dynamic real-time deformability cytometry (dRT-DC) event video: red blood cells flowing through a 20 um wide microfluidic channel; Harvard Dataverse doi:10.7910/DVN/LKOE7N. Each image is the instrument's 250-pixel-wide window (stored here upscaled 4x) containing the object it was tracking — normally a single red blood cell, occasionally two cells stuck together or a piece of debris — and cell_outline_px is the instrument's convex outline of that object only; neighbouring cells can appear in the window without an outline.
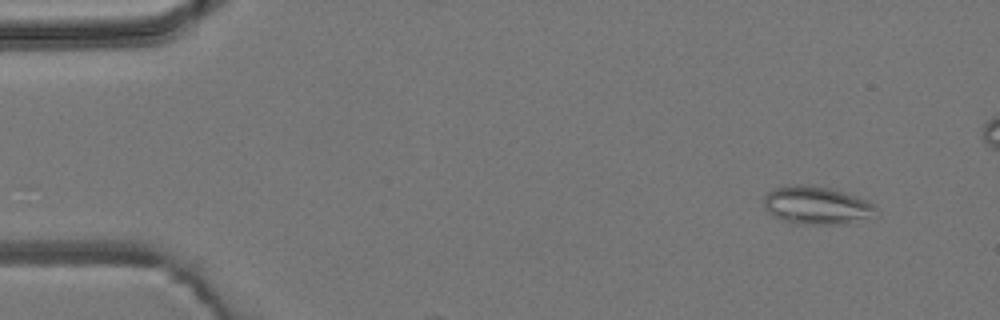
{"species": "common noctule bat (a hibernating species)", "species_latin": "Nyctalus noctula", "temperature_condition": "room temperature", "stored_images_in_passage": 4, "camera_frame_rate_fps": 3000, "um_per_image_px": 0.085, "animal": {"sex": "male", "body_mass_g": 19.2, "forearm_length_mm": 51.8}, "frame": {"image": 1, "passage_image": 1, "time_ms": 0.0, "image_size_px": [1000, 320], "cell_outline_px": [[876, 216], [840, 224], [792, 224], [780, 220], [768, 212], [764, 208], [764, 196], [768, 192], [776, 188], [800, 184], [828, 188], [868, 200], [876, 208]], "centroid_in_image_um": [69.38, 17.48], "position_along_channel_um": 15.6, "area_um2": 24.62}}